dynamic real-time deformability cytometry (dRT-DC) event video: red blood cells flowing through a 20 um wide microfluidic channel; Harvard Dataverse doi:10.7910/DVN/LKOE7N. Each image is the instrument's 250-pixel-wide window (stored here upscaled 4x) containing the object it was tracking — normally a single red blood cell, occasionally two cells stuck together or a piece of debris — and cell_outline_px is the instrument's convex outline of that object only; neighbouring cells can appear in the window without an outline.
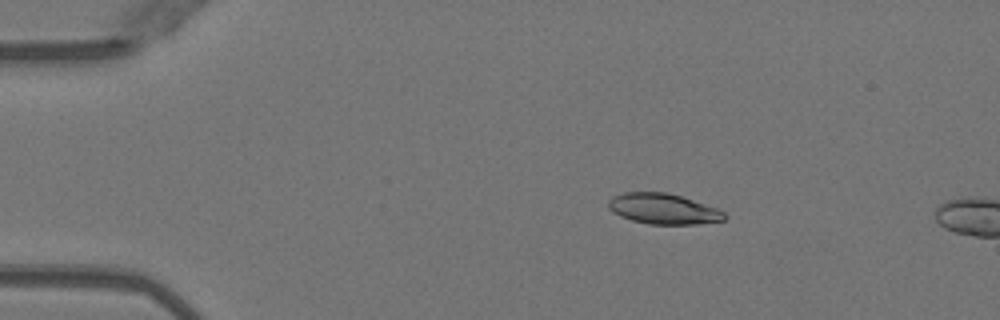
{"species": "Egyptian fruit bat (a non-hibernating species)", "species_latin": "Rousettus aegyptiacus", "temperature_condition": "warm", "stored_images_in_passage": 3, "camera_frame_rate_fps": 3000, "um_per_image_px": 0.085, "animal": {"sex": "female"}, "frame": {"image": 1, "passage_image": 1, "time_ms": 0.0, "image_size_px": [1000, 320], "cell_outline_px": [[728, 216], [724, 220], [696, 224], [648, 224], [632, 220], [620, 216], [612, 212], [608, 208], [608, 200], [612, 196], [624, 192], [668, 192], [716, 208], [724, 212]], "centroid_in_image_um": [56.34, 17.75], "position_along_channel_um": 28.7, "area_um2": 20.63}}